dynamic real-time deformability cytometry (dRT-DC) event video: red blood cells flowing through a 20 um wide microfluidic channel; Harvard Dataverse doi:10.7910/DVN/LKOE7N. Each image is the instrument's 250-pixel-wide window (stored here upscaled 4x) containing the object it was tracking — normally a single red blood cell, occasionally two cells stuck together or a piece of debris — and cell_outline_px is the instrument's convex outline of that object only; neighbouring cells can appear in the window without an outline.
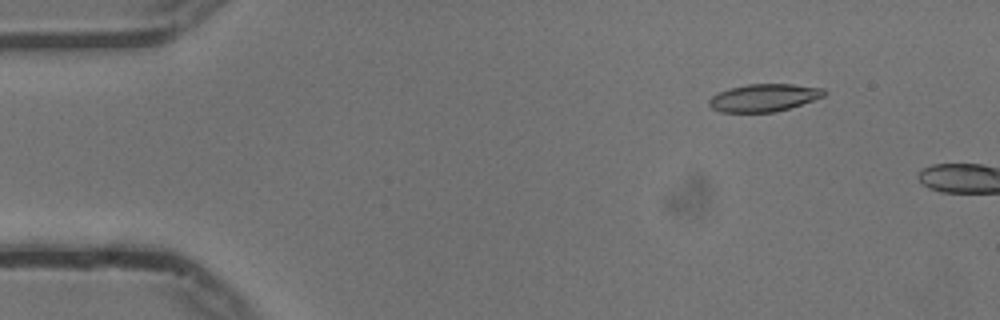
{"species": "common noctule bat (a hibernating species)", "species_latin": "Nyctalus noctula", "temperature_condition": "cold", "stored_images_in_passage": 5, "segment_of_instrument_passage": [2, 2], "camera_frame_rate_fps": 3000, "um_per_image_px": 0.085, "animal": {"sex": "male", "body_mass_g": 13.3}, "frame": {"image": 1, "passage_image": 3, "time_ms": 0.667, "image_size_px": [1000, 320], "cell_outline_px": [[828, 92], [824, 96], [788, 108], [772, 112], [720, 112], [712, 108], [708, 104], [708, 100], [712, 96], [720, 92], [732, 88], [748, 84], [792, 84], [824, 88]], "centroid_in_image_um": [64.94, 8.3], "position_along_channel_um": 20.1, "area_um2": 18.26}}